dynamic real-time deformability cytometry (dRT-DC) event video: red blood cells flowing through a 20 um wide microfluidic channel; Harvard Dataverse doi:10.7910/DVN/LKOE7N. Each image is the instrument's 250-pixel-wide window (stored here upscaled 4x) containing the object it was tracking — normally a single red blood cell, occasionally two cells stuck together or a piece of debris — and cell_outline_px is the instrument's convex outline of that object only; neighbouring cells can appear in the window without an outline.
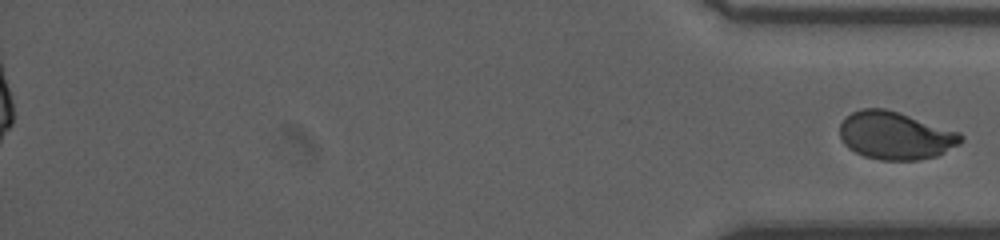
{"species": "human", "species_latin": "Homo sapiens", "temperature_condition": "room temperature", "stored_images_in_passage": 37, "segment_of_instrument_passage": [2, 2], "camera_frame_rate_fps": 3000, "um_per_image_px": 0.085, "donor": {"sex": "male"}, "frame": {"image": 1, "passage_image": 37, "time_ms": 12.0, "image_size_px": [1000, 240], "cell_outline_px": [[964, 140], [960, 144], [936, 156], [916, 160], [880, 160], [864, 156], [848, 148], [844, 144], [840, 136], [840, 124], [852, 112], [864, 108], [884, 108], [960, 132], [964, 136]], "centroid_in_image_um": [76.12, 11.53], "position_along_channel_um": 359.1, "area_um2": 33.52}}